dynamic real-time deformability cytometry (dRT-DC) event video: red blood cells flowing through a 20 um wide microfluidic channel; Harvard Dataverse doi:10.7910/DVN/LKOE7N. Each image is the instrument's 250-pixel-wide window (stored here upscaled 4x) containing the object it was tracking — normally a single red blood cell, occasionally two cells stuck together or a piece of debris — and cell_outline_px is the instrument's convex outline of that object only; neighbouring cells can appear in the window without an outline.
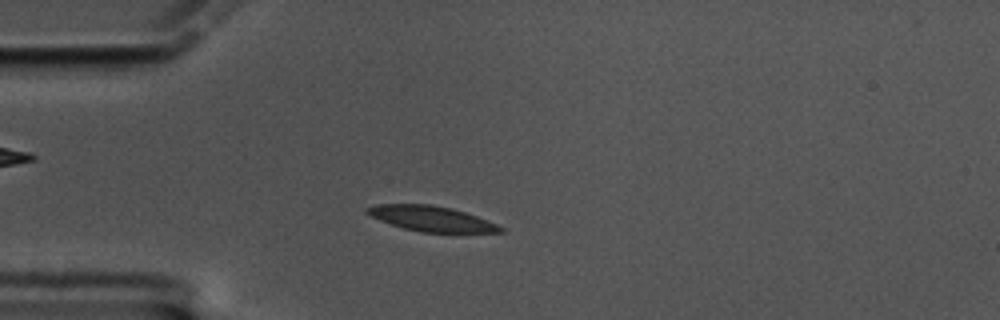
{"species": "common noctule bat (a hibernating species)", "species_latin": "Nyctalus noctula", "temperature_condition": "cold", "stored_images_in_passage": 50, "camera_frame_rate_fps": 3000, "um_per_image_px": 0.085, "animal": {"sex": "male", "body_mass_g": 17.5, "forearm_length_mm": 52.3}, "frame": {"image": 1, "passage_image": 6, "time_ms": 1.667, "image_size_px": [1000, 320], "cell_outline_px": [[504, 232], [420, 232], [404, 228], [380, 220], [364, 212], [364, 208], [376, 204], [428, 204], [452, 208], [476, 216], [496, 224], [504, 228]], "centroid_in_image_um": [36.63, 18.57], "position_along_channel_um": 48.4, "area_um2": 19.36}}
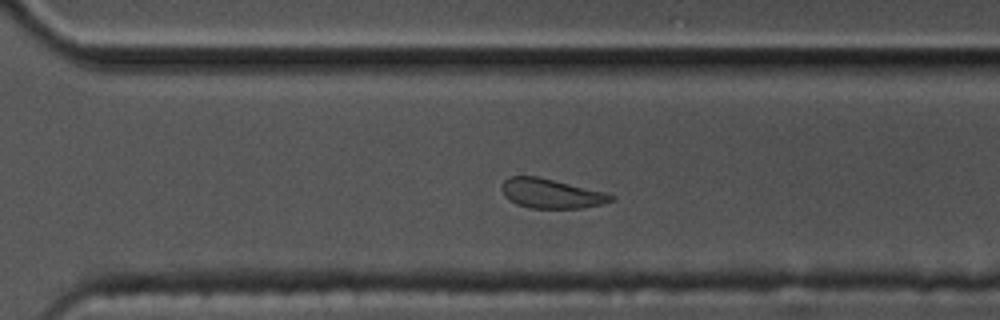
{"frame": {"image": 2, "passage_image": 32, "time_ms": 10.333, "image_size_px": [1000, 320], "cell_outline_px": [[616, 196], [612, 200], [600, 204], [580, 208], [532, 208], [516, 204], [508, 200], [504, 196], [500, 188], [500, 184], [508, 176], [536, 176], [608, 192]], "centroid_in_image_um": [46.81, 16.44], "position_along_channel_um": 323.8, "area_um2": 18.96}}
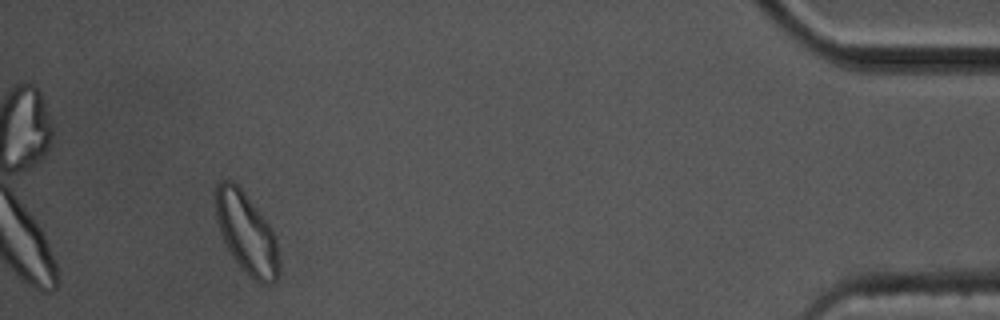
{"frame": {"image": 3, "passage_image": 46, "time_ms": 15.0, "image_size_px": [1000, 320], "cell_outline_px": [[280, 272], [276, 280], [272, 284], [260, 284], [248, 276], [236, 260], [228, 248], [220, 232], [216, 220], [216, 184], [220, 180], [232, 180], [244, 192], [272, 228], [276, 236], [280, 260]], "centroid_in_image_um": [20.99, 19.85], "position_along_channel_um": 414.2, "area_um2": 30.0}, "authors_computed_cell_mechanics": {"area_um2": 19.941, "velocity_mm_per_s": 3.3442, "shape_relaxation_time_tau1_ms": 4.5683, "shape_relaxation_time_tau2_ms": 2.7044, "deformation_change_tau1": 0.0999, "deformation_change_tau2": 0.0771}}